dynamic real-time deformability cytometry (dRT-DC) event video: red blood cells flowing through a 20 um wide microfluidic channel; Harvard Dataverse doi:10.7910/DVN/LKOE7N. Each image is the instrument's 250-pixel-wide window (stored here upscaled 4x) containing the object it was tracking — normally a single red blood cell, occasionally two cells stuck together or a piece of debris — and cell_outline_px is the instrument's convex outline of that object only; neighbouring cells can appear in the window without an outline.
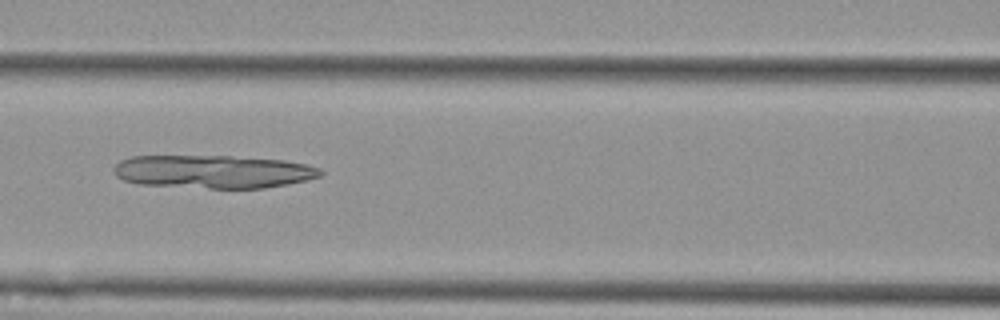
{"species": "Egyptian fruit bat (a non-hibernating species)", "species_latin": "Rousettus aegyptiacus", "temperature_condition": "cold", "stored_images_in_passage": 3, "camera_frame_rate_fps": 3000, "um_per_image_px": 0.085, "animal": {"sex": "female"}, "frame": {"image": 1, "passage_image": 3, "time_ms": 2.333, "image_size_px": [1000, 320], "cell_outline_px": [[324, 172], [320, 176], [308, 180], [288, 184], [264, 188], [208, 188], [136, 184], [124, 180], [116, 176], [112, 168], [120, 160], [132, 156], [232, 156], [284, 160], [308, 164], [320, 168]], "centroid_in_image_um": [18.13, 14.59], "position_along_channel_um": 148.5, "area_um2": 40.23}}